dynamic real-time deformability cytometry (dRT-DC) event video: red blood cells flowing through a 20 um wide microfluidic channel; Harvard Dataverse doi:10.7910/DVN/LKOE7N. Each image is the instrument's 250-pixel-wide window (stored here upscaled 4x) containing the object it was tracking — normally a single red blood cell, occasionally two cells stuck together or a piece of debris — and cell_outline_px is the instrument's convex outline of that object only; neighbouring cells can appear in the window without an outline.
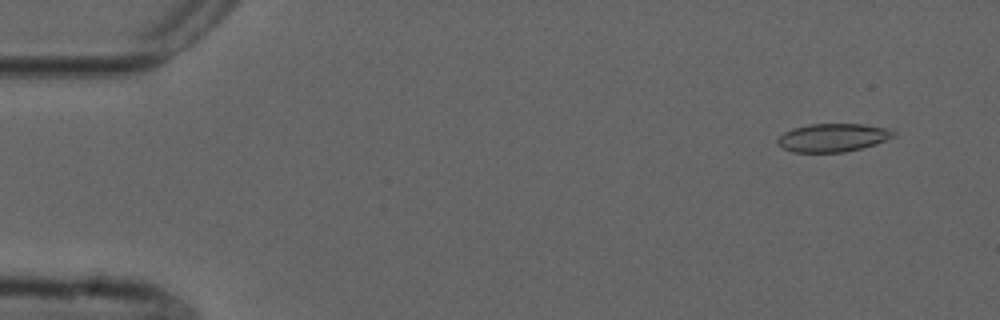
{"species": "common noctule bat (a hibernating species)", "species_latin": "Nyctalus noctula", "temperature_condition": "cold", "stored_images_in_passage": 16, "camera_frame_rate_fps": 3000, "um_per_image_px": 0.085, "animal": {"sex": "male", "forearm_length_mm": 52.5}, "frame": {"image": 1, "passage_image": 4, "time_ms": 1.0, "image_size_px": [1000, 320], "cell_outline_px": [[896, 136], [860, 148], [844, 152], [792, 152], [776, 144], [776, 140], [784, 132], [792, 128], [808, 124], [864, 124], [892, 128], [896, 132]], "centroid_in_image_um": [70.79, 11.68], "position_along_channel_um": 14.2, "area_um2": 19.13}}
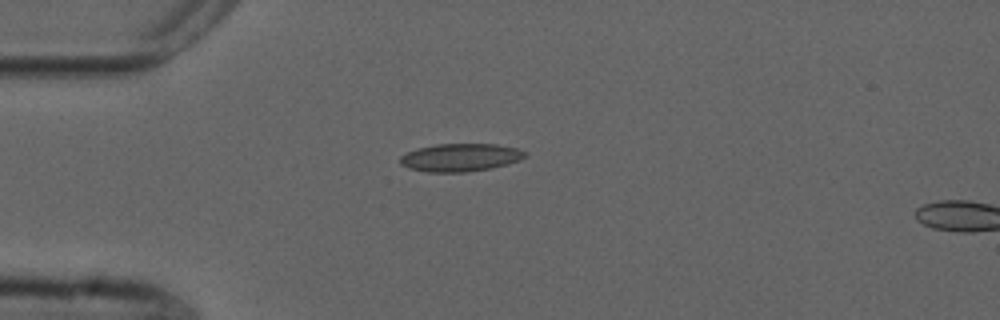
{"frame": {"image": 2, "passage_image": 14, "time_ms": 4.333, "image_size_px": [1000, 320], "cell_outline_px": [[528, 156], [520, 160], [508, 164], [492, 168], [468, 172], [428, 172], [408, 168], [400, 164], [400, 156], [416, 148], [436, 144], [496, 144], [516, 148], [528, 152]], "centroid_in_image_um": [39.16, 13.39], "position_along_channel_um": 45.8, "area_um2": 20.52}}